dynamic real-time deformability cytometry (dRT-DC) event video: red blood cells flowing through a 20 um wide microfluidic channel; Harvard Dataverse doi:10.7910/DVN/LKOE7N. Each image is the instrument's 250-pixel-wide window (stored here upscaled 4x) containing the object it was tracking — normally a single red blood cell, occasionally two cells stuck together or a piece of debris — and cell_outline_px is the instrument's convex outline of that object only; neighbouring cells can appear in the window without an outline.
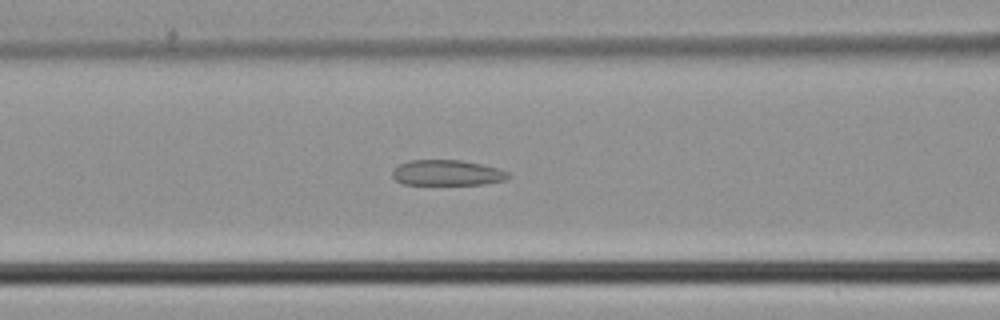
{"species": "common noctule bat (a hibernating species)", "species_latin": "Nyctalus noctula", "temperature_condition": "cold", "stored_images_in_passage": 46, "camera_frame_rate_fps": 3000, "um_per_image_px": 0.085, "animal": {"sex": "male", "body_mass_g": 21.5, "forearm_length_mm": 52.0}, "frame": {"image": 1, "passage_image": 19, "time_ms": 6.0, "image_size_px": [1000, 320], "cell_outline_px": [[512, 176], [504, 180], [484, 184], [404, 184], [396, 180], [392, 176], [392, 168], [408, 160], [460, 160], [500, 168], [508, 172]], "centroid_in_image_um": [38.0, 14.68], "position_along_channel_um": 128.6, "area_um2": 17.28}}
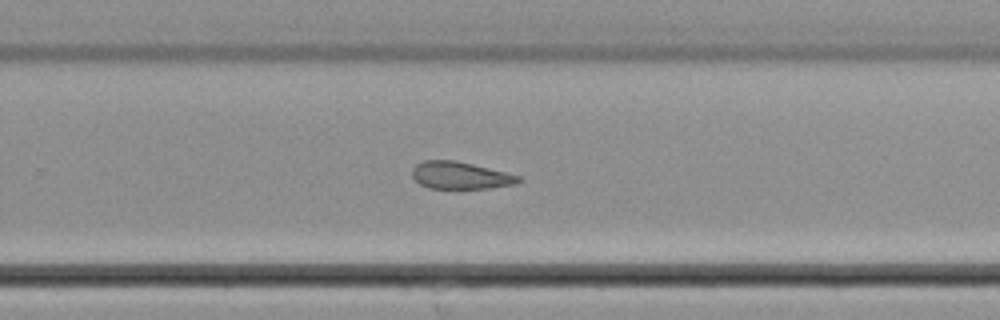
{"frame": {"image": 2, "passage_image": 30, "time_ms": 9.667, "image_size_px": [1000, 320], "cell_outline_px": [[524, 180], [516, 184], [488, 188], [428, 188], [420, 184], [412, 176], [412, 168], [416, 164], [424, 160], [456, 160], [520, 176]], "centroid_in_image_um": [39.12, 14.91], "position_along_channel_um": 290.7, "area_um2": 16.82}}
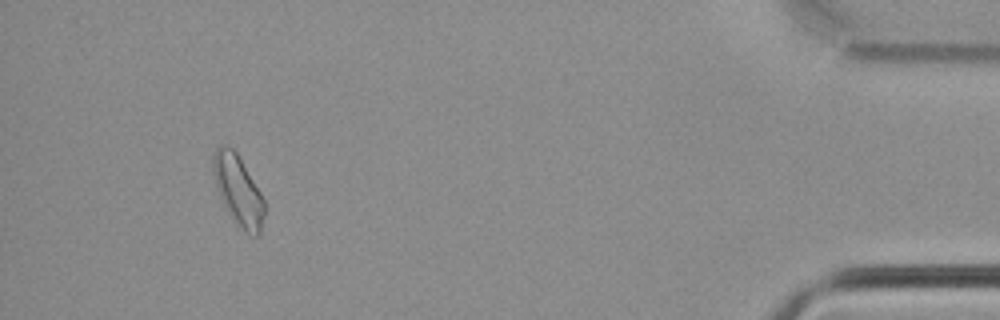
{"frame": {"image": 3, "passage_image": 43, "time_ms": 14.0, "image_size_px": [1000, 320], "cell_outline_px": [[264, 216], [260, 236], [256, 236], [248, 232], [236, 224], [228, 212], [220, 196], [216, 184], [212, 168], [212, 156], [216, 148], [220, 144], [224, 144], [232, 148], [236, 152], [260, 192], [264, 200]], "centroid_in_image_um": [20.23, 16.16], "position_along_channel_um": 415.0, "area_um2": 20.58}}